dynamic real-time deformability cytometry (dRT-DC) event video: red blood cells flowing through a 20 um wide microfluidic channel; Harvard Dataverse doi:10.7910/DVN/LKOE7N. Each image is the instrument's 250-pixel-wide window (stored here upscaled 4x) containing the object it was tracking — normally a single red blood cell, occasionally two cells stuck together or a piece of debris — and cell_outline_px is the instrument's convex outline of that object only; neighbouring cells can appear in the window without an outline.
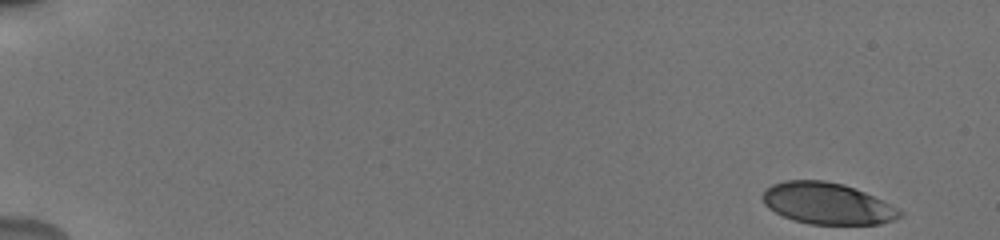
{"species": "human", "species_latin": "Homo sapiens", "temperature_condition": "cold", "stored_images_in_passage": 53, "camera_frame_rate_fps": 3000, "um_per_image_px": 0.085, "donor": {"sex": "male"}, "frame": {"image": 1, "passage_image": 1, "time_ms": 0.0, "image_size_px": [1000, 240], "cell_outline_px": [[904, 216], [880, 224], [808, 224], [792, 220], [768, 208], [764, 204], [760, 196], [772, 184], [784, 180], [824, 180], [844, 184], [864, 192], [904, 212]], "centroid_in_image_um": [70.28, 17.3], "position_along_channel_um": 14.7, "area_um2": 33.06}}
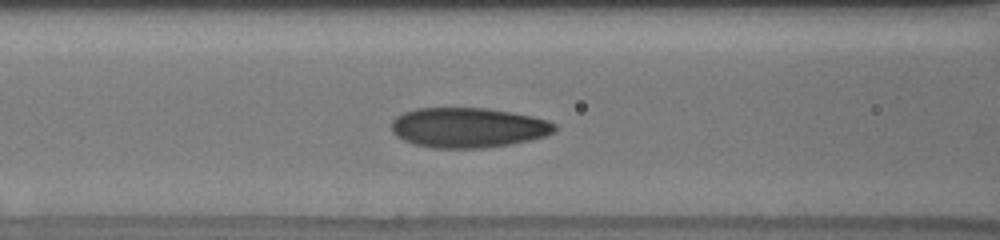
{"frame": {"image": 2, "passage_image": 23, "time_ms": 7.333, "image_size_px": [1000, 240], "cell_outline_px": [[556, 132], [544, 136], [528, 140], [508, 144], [480, 148], [432, 148], [412, 144], [396, 136], [392, 132], [392, 120], [396, 116], [404, 112], [416, 108], [488, 108], [512, 112], [532, 116], [548, 120], [556, 124]], "centroid_in_image_um": [39.77, 10.84], "position_along_channel_um": 126.8, "area_um2": 38.15}}
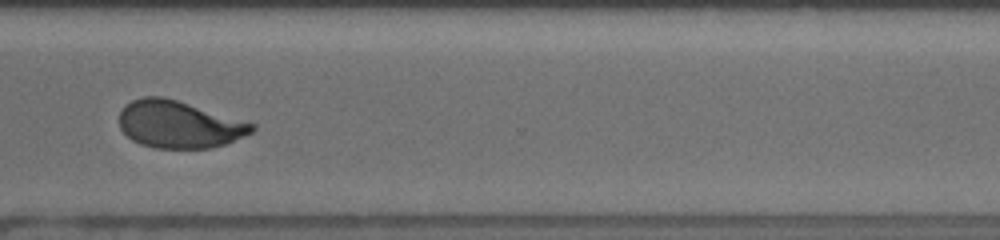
{"frame": {"image": 3, "passage_image": 41, "time_ms": 13.333, "image_size_px": [1000, 240], "cell_outline_px": [[256, 128], [252, 132], [224, 144], [212, 148], [156, 148], [140, 144], [132, 140], [120, 128], [120, 112], [124, 104], [132, 100], [144, 96], [164, 96], [256, 124]], "centroid_in_image_um": [15.19, 10.57], "position_along_channel_um": 355.4, "area_um2": 36.41}, "authors_computed_cell_mechanics": {"area_um2": 36.414, "velocity_mm_per_s": 3.8196, "shape_relaxation_time_tau1_ms": 4.6073, "shape_relaxation_time_tau2_ms": 0.7901, "deformation_change_tau1": 0.1683, "deformation_change_tau2": 0.0619}}